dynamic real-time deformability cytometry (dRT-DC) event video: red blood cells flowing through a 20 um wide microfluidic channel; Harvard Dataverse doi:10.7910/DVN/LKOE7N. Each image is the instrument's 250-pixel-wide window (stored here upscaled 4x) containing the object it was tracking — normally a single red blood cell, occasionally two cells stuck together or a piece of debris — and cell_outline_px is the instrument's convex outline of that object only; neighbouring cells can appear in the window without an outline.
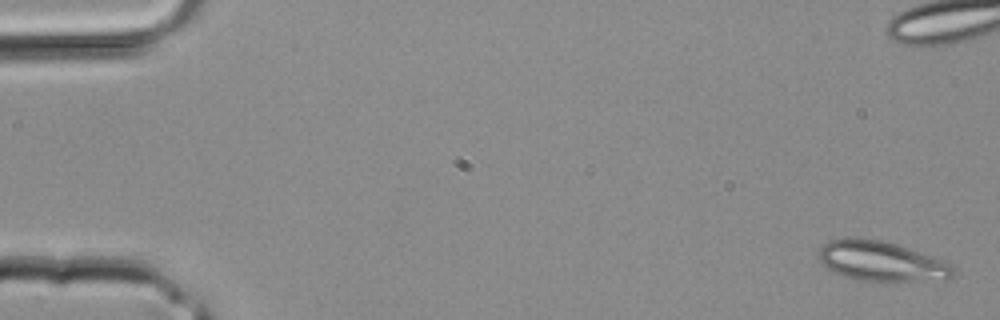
{"species": "common noctule bat (a hibernating species)", "species_latin": "Nyctalus noctula", "temperature_condition": "room temperature", "stored_images_in_passage": 5, "camera_frame_rate_fps": 3000, "um_per_image_px": 0.085, "animal": {"sex": "male", "body_mass_g": 20.4}, "frame": {"image": 1, "passage_image": 1, "time_ms": 0.0, "image_size_px": [1000, 320], "cell_outline_px": [[952, 276], [948, 280], [860, 280], [844, 276], [828, 268], [820, 260], [820, 248], [828, 240], [844, 236], [856, 236], [880, 240], [896, 244], [936, 256], [952, 264]], "centroid_in_image_um": [74.93, 22.16], "position_along_channel_um": 10.1, "area_um2": 31.27}}
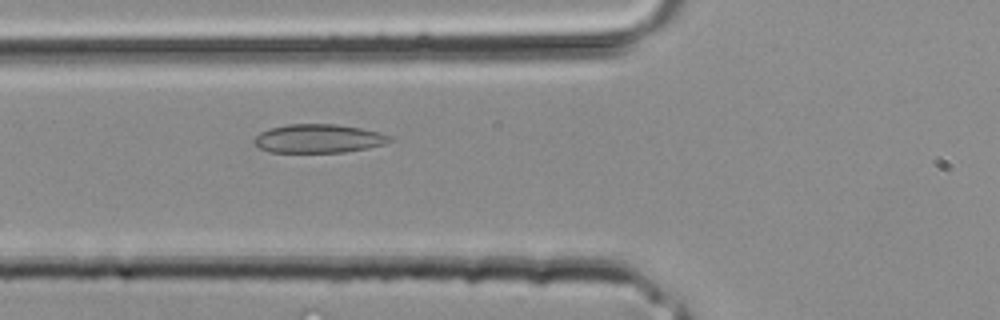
{"frame": {"image": 2, "passage_image": 5, "time_ms": 1.333, "image_size_px": [1000, 320], "cell_outline_px": [[396, 140], [384, 144], [368, 148], [344, 152], [268, 152], [252, 144], [252, 140], [260, 132], [268, 128], [288, 124], [336, 124], [360, 128], [380, 132], [392, 136]], "centroid_in_image_um": [27.07, 11.78], "position_along_channel_um": 98.7, "area_um2": 22.95}}